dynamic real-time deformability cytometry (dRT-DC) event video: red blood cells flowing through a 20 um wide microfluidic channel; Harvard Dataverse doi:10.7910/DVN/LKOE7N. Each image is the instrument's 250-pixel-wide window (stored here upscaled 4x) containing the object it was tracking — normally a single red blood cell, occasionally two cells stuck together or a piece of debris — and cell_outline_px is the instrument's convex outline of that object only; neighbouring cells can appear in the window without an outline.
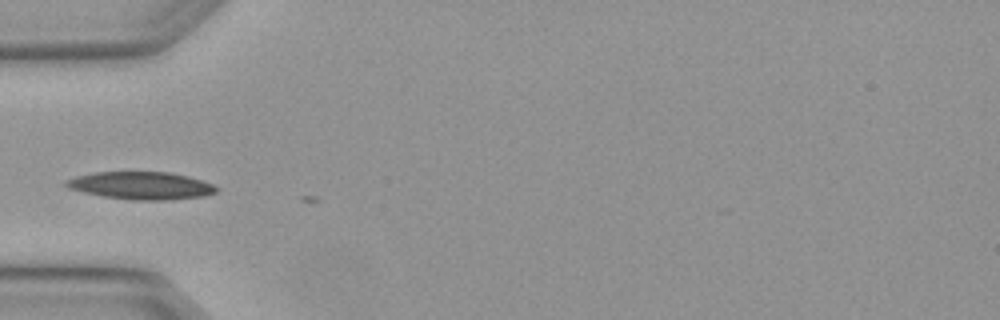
{"species": "Egyptian fruit bat (a non-hibernating species)", "species_latin": "Rousettus aegyptiacus", "temperature_condition": "warm", "stored_images_in_passage": 2, "camera_frame_rate_fps": 3000, "um_per_image_px": 0.085, "animal": {"sex": "female"}, "frame": {"image": 1, "passage_image": 1, "time_ms": 0.0, "image_size_px": [1000, 320], "cell_outline_px": [[220, 188], [216, 192], [204, 196], [168, 200], [132, 200], [104, 196], [84, 192], [68, 188], [64, 184], [64, 180], [76, 176], [96, 172], [168, 172], [188, 176], [212, 184]], "centroid_in_image_um": [11.99, 15.77], "position_along_channel_um": 73.0, "area_um2": 24.1}}